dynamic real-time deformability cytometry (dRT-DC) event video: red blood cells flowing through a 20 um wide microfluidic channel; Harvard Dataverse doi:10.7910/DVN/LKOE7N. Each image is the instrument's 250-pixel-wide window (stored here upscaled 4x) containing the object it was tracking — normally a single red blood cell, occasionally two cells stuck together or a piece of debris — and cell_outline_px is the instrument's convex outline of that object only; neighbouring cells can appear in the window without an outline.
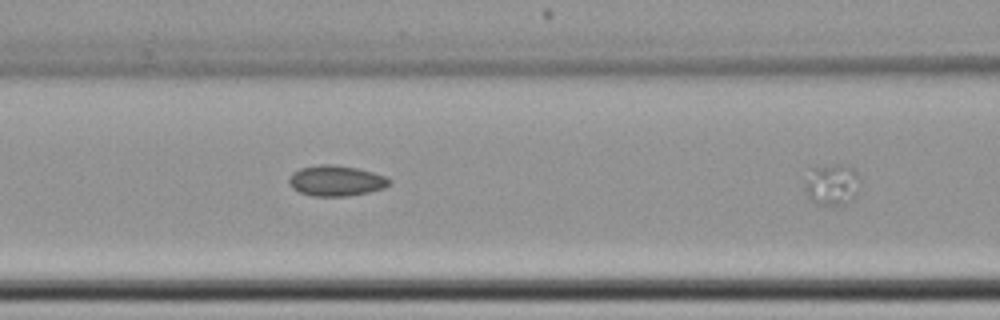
{"species": "common noctule bat (a hibernating species)", "species_latin": "Nyctalus noctula", "temperature_condition": "cold", "stored_images_in_passage": 10, "segment_of_instrument_passage": [2, 2], "camera_frame_rate_fps": 3000, "um_per_image_px": 0.085, "animal": {"sex": "female", "body_mass_g": 22.7, "forearm_length_mm": 54.2}, "frame": {"image": 1, "passage_image": 10, "time_ms": 3.0, "image_size_px": [1000, 320], "cell_outline_px": [[860, 180], [856, 196], [848, 204], [816, 204], [808, 196], [808, 184], [812, 168], [816, 164], [844, 164], [852, 168], [856, 172]], "centroid_in_image_um": [70.8, 15.65], "position_along_channel_um": 95.8, "area_um2": 13.06}}